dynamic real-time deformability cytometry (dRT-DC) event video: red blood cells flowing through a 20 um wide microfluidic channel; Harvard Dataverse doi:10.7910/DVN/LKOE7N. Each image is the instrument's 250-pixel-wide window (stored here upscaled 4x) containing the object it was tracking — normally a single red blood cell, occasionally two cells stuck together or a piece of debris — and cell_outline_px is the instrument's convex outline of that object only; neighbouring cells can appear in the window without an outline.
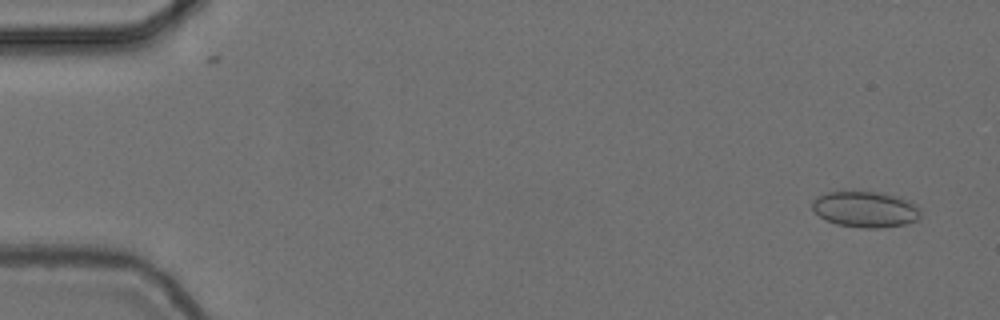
{"species": "common noctule bat (a hibernating species)", "species_latin": "Nyctalus noctula", "temperature_condition": "cold", "stored_images_in_passage": 35, "camera_frame_rate_fps": 3000, "um_per_image_px": 0.085, "animal": {"sex": "female", "body_mass_g": 24.6, "forearm_length_mm": 56.2}, "frame": {"image": 1, "passage_image": 3, "time_ms": 0.667, "image_size_px": [1000, 320], "cell_outline_px": [[920, 220], [904, 224], [880, 228], [864, 228], [836, 224], [824, 220], [812, 208], [812, 200], [816, 196], [828, 192], [880, 192], [900, 196], [916, 204], [920, 208]], "centroid_in_image_um": [73.58, 17.79], "position_along_channel_um": 11.4, "area_um2": 22.95}}
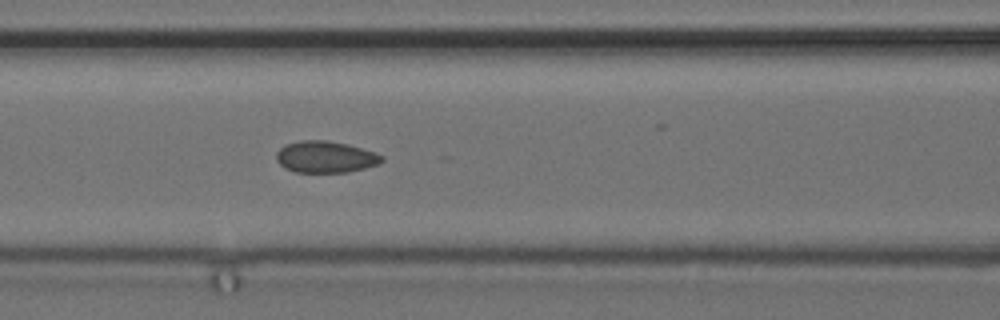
{"frame": {"image": 2, "passage_image": 24, "time_ms": 7.667, "image_size_px": [1000, 320], "cell_outline_px": [[384, 160], [376, 164], [364, 168], [348, 172], [296, 172], [284, 168], [276, 160], [276, 152], [284, 144], [300, 140], [328, 140], [348, 144], [376, 152], [384, 156]], "centroid_in_image_um": [27.65, 13.32], "position_along_channel_um": 139.0, "area_um2": 19.59}}
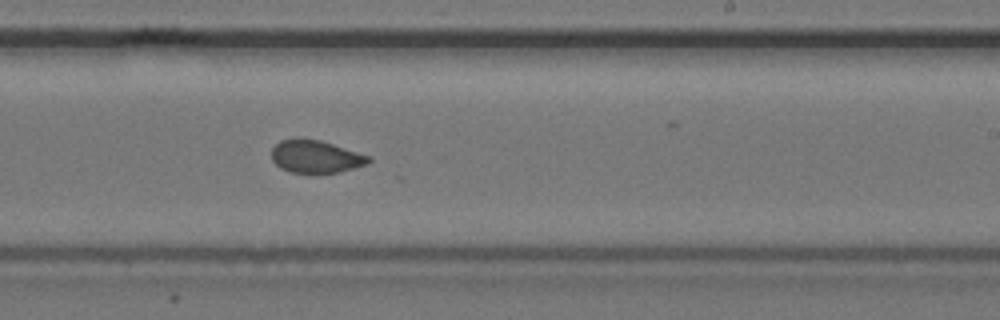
{"frame": {"image": 3, "passage_image": 34, "time_ms": 11.0, "image_size_px": [1000, 320], "cell_outline_px": [[372, 160], [368, 164], [336, 172], [292, 172], [280, 168], [272, 160], [272, 148], [280, 140], [296, 136], [320, 140], [372, 156]], "centroid_in_image_um": [26.83, 13.27], "position_along_channel_um": 262.2, "area_um2": 18.61}}